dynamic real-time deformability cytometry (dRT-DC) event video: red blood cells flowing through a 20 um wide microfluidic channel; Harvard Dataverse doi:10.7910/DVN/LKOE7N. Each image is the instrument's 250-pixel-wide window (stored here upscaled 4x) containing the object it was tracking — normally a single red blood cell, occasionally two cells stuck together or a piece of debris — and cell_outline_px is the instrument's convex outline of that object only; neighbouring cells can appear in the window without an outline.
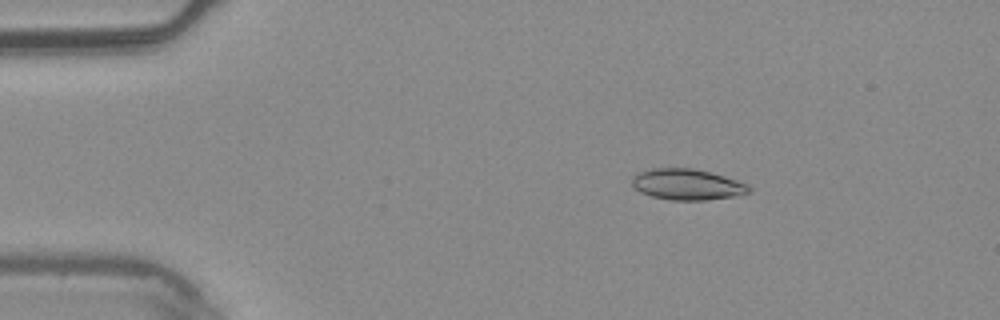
{"species": "common noctule bat (a hibernating species)", "species_latin": "Nyctalus noctula", "temperature_condition": "warm", "stored_images_in_passage": 4, "camera_frame_rate_fps": 3000, "um_per_image_px": 0.085, "animal": {"sex": "male", "body_mass_g": 20.4}, "frame": {"image": 1, "passage_image": 1, "time_ms": 0.0, "image_size_px": [1000, 320], "cell_outline_px": [[752, 192], [736, 196], [708, 200], [668, 200], [652, 196], [640, 192], [632, 184], [632, 176], [636, 172], [652, 168], [692, 168], [724, 176], [748, 184], [752, 188]], "centroid_in_image_um": [58.41, 15.68], "position_along_channel_um": 26.6, "area_um2": 21.27}}
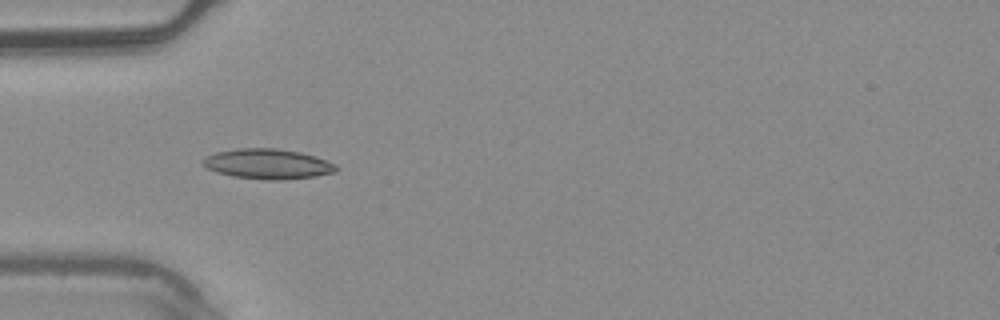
{"frame": {"image": 2, "passage_image": 3, "time_ms": 0.667, "image_size_px": [1000, 320], "cell_outline_px": [[340, 168], [336, 172], [316, 176], [280, 180], [268, 180], [232, 176], [216, 172], [200, 164], [200, 160], [204, 156], [216, 152], [240, 148], [276, 148], [300, 152], [336, 164]], "centroid_in_image_um": [22.72, 13.93], "position_along_channel_um": 62.3, "area_um2": 23.47}}